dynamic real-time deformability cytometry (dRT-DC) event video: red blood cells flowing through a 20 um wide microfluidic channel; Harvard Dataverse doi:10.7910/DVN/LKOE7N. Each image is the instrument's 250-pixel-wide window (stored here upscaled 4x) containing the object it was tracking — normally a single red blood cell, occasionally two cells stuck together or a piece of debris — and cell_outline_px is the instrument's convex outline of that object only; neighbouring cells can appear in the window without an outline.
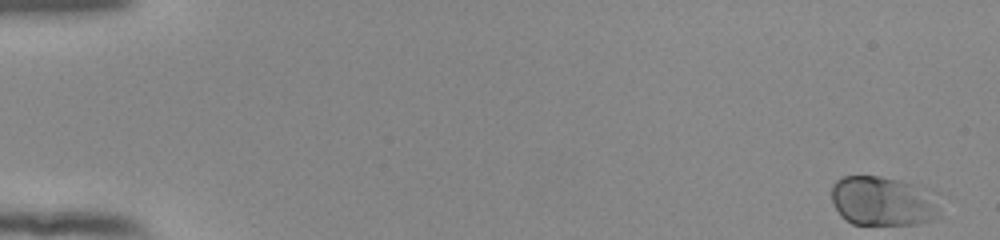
{"species": "human", "species_latin": "Homo sapiens", "temperature_condition": "room temperature", "stored_images_in_passage": 53, "camera_frame_rate_fps": 3000, "um_per_image_px": 0.085, "donor": {"sex": "female"}, "frame": {"image": 1, "passage_image": 1, "time_ms": 0.0, "image_size_px": [1000, 240], "cell_outline_px": [[940, 216], [932, 220], [916, 224], [852, 224], [844, 220], [840, 216], [832, 200], [832, 184], [836, 180], [844, 176], [880, 176], [928, 188]], "centroid_in_image_um": [74.99, 17.1], "position_along_channel_um": 10.0, "area_um2": 31.04}}
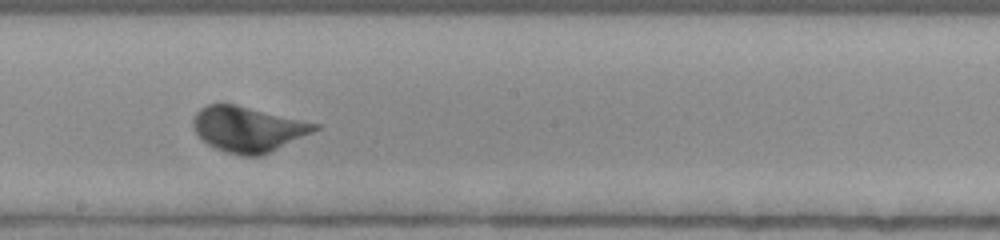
{"frame": {"image": 2, "passage_image": 31, "time_ms": 10.0, "image_size_px": [1000, 240], "cell_outline_px": [[320, 128], [312, 132], [260, 156], [244, 156], [228, 152], [216, 148], [208, 144], [196, 132], [192, 124], [192, 120], [196, 112], [200, 108], [208, 104], [236, 104], [320, 124]], "centroid_in_image_um": [21.06, 10.96], "position_along_channel_um": 227.1, "area_um2": 31.67}}
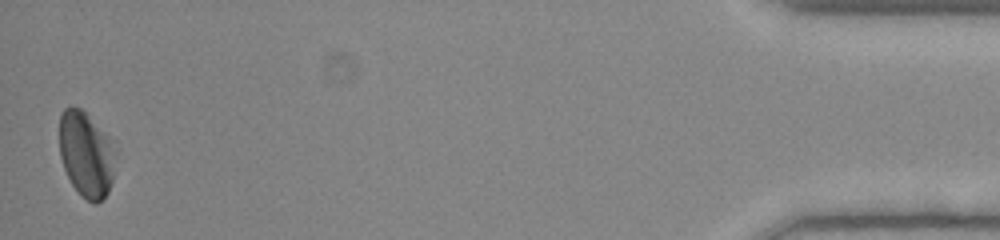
{"frame": {"image": 3, "passage_image": 53, "time_ms": 17.333, "image_size_px": [1000, 240], "cell_outline_px": [[116, 152], [112, 180], [108, 192], [96, 204], [80, 196], [72, 184], [64, 168], [60, 156], [60, 112], [64, 108], [72, 104], [80, 108], [116, 140]], "centroid_in_image_um": [7.36, 13.06], "position_along_channel_um": 427.8, "area_um2": 28.61}, "authors_computed_cell_mechanics": {"area_um2": 30.2872, "velocity_mm_per_s": 3.8676, "shape_relaxation_time_tau1_ms": 2.0799, "shape_relaxation_time_tau2_ms": null, "deformation_change_tau1": 0.0951, "deformation_change_tau2": null}}